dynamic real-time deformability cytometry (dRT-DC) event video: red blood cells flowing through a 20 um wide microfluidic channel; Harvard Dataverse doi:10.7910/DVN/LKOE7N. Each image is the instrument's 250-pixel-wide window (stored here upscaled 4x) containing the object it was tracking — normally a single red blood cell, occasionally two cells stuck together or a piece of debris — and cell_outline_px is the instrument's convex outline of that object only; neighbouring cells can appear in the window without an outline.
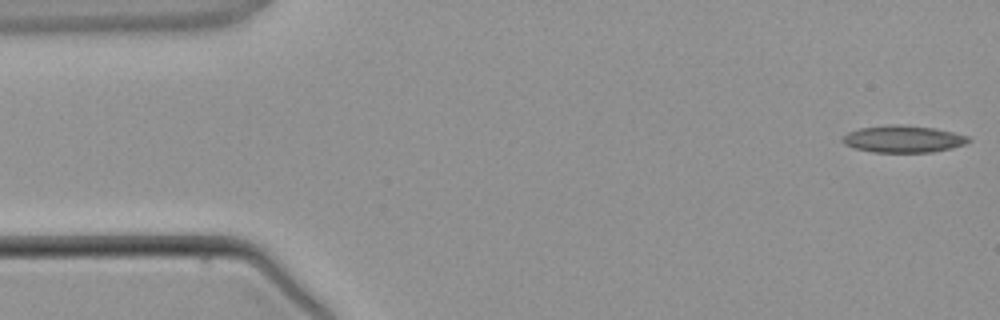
{"species": "common noctule bat (a hibernating species)", "species_latin": "Nyctalus noctula", "temperature_condition": "warm", "stored_images_in_passage": 4, "camera_frame_rate_fps": 3000, "um_per_image_px": 0.085, "animal": {"sex": "male", "body_mass_g": 21.5, "forearm_length_mm": 52.0}, "frame": {"image": 1, "passage_image": 1, "time_ms": 0.0, "image_size_px": [1000, 320], "cell_outline_px": [[972, 140], [964, 144], [952, 148], [932, 152], [872, 152], [852, 148], [844, 144], [840, 140], [848, 132], [860, 128], [888, 124], [900, 124], [936, 128], [968, 136]], "centroid_in_image_um": [76.75, 11.81], "position_along_channel_um": 8.3, "area_um2": 20.0}}